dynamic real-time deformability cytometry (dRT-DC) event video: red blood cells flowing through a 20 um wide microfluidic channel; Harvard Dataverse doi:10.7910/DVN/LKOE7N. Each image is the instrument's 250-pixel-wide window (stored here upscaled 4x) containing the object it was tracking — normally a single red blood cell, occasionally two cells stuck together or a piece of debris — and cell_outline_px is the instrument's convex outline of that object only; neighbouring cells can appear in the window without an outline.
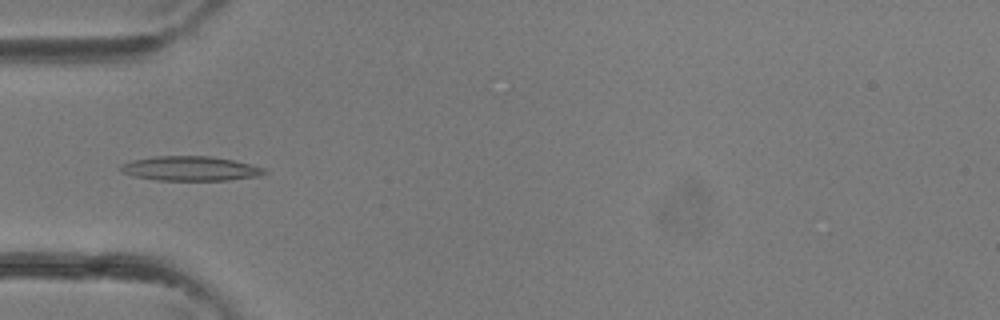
{"species": "common noctule bat (a hibernating species)", "species_latin": "Nyctalus noctula", "temperature_condition": "room temperature", "stored_images_in_passage": 36, "camera_frame_rate_fps": 3000, "um_per_image_px": 0.085, "animal": {"sex": "female"}, "frame": {"image": 1, "passage_image": 12, "time_ms": 3.667, "image_size_px": [1000, 320], "cell_outline_px": [[268, 172], [260, 176], [228, 180], [156, 180], [132, 176], [120, 172], [120, 164], [132, 160], [156, 156], [212, 156], [232, 160], [264, 168]], "centroid_in_image_um": [16.14, 14.33], "position_along_channel_um": 68.9, "area_um2": 20.58}}
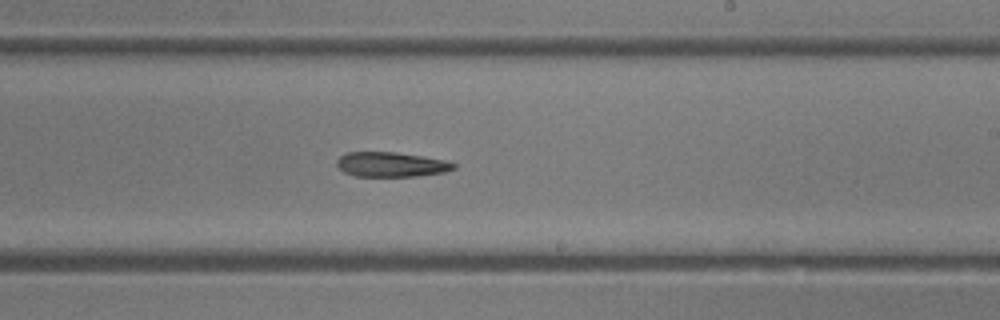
{"frame": {"image": 2, "passage_image": 22, "time_ms": 7.0, "image_size_px": [1000, 320], "cell_outline_px": [[456, 168], [444, 172], [416, 176], [356, 176], [344, 172], [336, 164], [336, 160], [340, 156], [348, 152], [396, 152], [424, 156], [444, 160], [456, 164]], "centroid_in_image_um": [33.25, 13.97], "position_along_channel_um": 255.8, "area_um2": 16.82}}
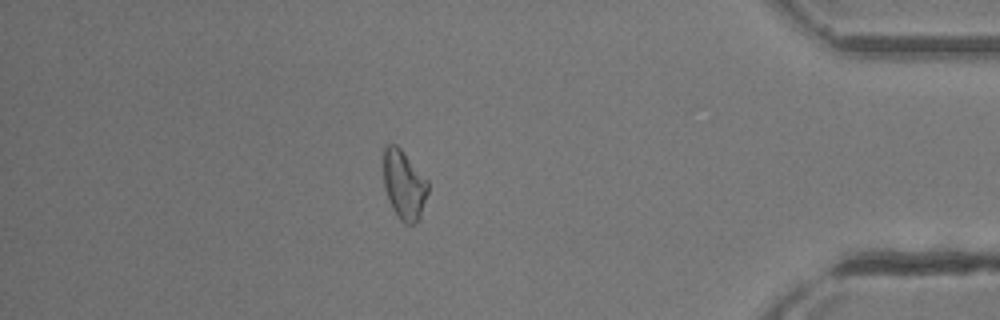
{"frame": {"image": 3, "passage_image": 32, "time_ms": 10.333, "image_size_px": [1000, 320], "cell_outline_px": [[428, 192], [420, 220], [412, 224], [404, 224], [400, 220], [392, 208], [388, 200], [384, 188], [384, 144], [396, 144], [400, 148], [428, 180]], "centroid_in_image_um": [34.35, 15.73], "position_along_channel_um": 400.9, "area_um2": 18.09}}